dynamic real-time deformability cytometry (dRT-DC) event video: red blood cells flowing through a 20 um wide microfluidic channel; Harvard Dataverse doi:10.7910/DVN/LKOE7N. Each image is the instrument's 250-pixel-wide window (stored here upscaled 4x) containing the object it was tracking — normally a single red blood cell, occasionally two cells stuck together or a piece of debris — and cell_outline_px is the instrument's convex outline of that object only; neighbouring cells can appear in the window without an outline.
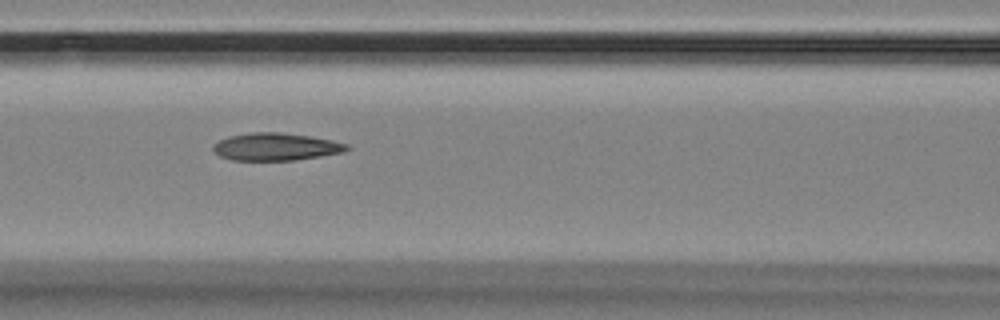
{"species": "Egyptian fruit bat (a non-hibernating species)", "species_latin": "Rousettus aegyptiacus", "temperature_condition": "room temperature", "stored_images_in_passage": 10, "camera_frame_rate_fps": 3000, "um_per_image_px": 0.085, "animal": {"sex": "female"}, "frame": {"image": 1, "passage_image": 7, "time_ms": 7.0, "image_size_px": [1000, 320], "cell_outline_px": [[352, 148], [344, 152], [320, 156], [292, 160], [232, 160], [220, 156], [212, 148], [212, 144], [228, 136], [252, 132], [280, 132], [308, 136], [332, 140], [348, 144]], "centroid_in_image_um": [23.45, 12.47], "position_along_channel_um": 143.1, "area_um2": 21.39}}
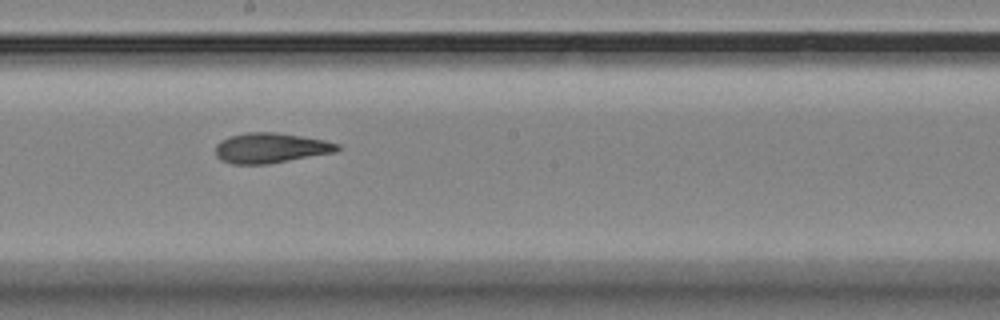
{"frame": {"image": 2, "passage_image": 9, "time_ms": 9.333, "image_size_px": [1000, 320], "cell_outline_px": [[340, 148], [336, 152], [268, 164], [232, 164], [220, 160], [216, 156], [216, 144], [220, 140], [228, 136], [248, 132], [276, 132], [324, 140], [340, 144]], "centroid_in_image_um": [22.98, 12.58], "position_along_channel_um": 225.2, "area_um2": 21.5}}
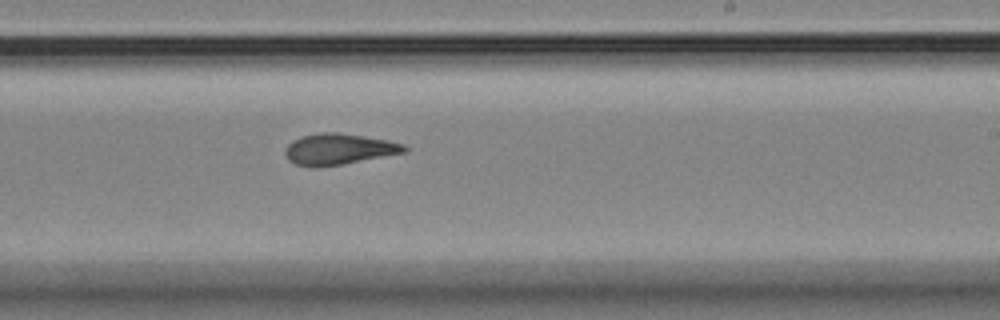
{"frame": {"image": 3, "passage_image": 10, "time_ms": 10.333, "image_size_px": [1000, 320], "cell_outline_px": [[408, 152], [344, 164], [320, 168], [312, 168], [296, 164], [288, 160], [284, 152], [284, 148], [292, 140], [300, 136], [320, 132], [340, 132], [388, 140], [404, 144], [408, 148]], "centroid_in_image_um": [28.78, 12.68], "position_along_channel_um": 260.2, "area_um2": 22.08}}